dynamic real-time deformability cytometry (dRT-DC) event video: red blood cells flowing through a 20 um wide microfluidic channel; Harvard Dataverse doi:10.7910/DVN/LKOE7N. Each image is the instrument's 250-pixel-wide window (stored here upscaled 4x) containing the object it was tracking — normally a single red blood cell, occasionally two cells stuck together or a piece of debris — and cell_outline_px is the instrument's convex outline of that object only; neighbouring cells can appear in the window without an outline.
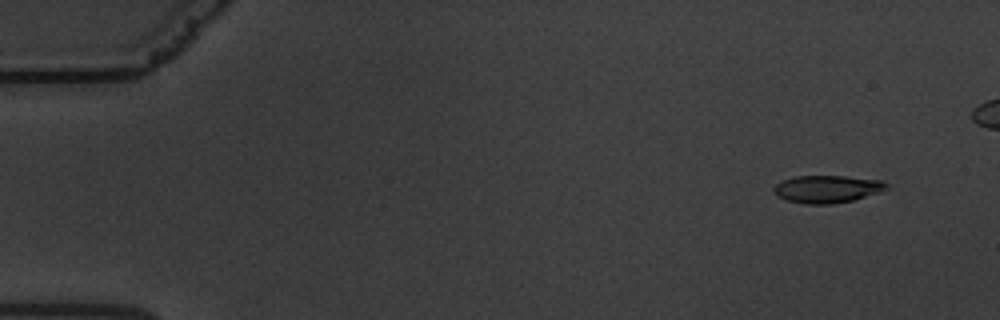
{"species": "common noctule bat (a hibernating species)", "species_latin": "Nyctalus noctula", "temperature_condition": "warm", "stored_images_in_passage": 55, "camera_frame_rate_fps": 3000, "um_per_image_px": 0.085, "animal": {"sex": "male", "body_mass_g": 19.5, "forearm_length_mm": 54.6}, "frame": {"image": 1, "passage_image": 1, "time_ms": 0.0, "image_size_px": [1000, 320], "cell_outline_px": [[892, 188], [880, 192], [852, 200], [832, 204], [804, 204], [784, 200], [776, 196], [772, 188], [776, 184], [784, 180], [796, 176], [844, 176], [880, 180], [888, 184]], "centroid_in_image_um": [70.3, 16.07], "position_along_channel_um": 14.7, "area_um2": 18.21}}
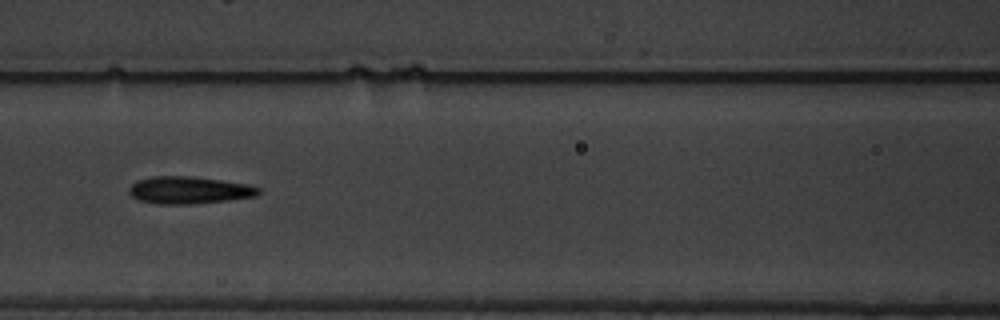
{"frame": {"image": 2, "passage_image": 24, "time_ms": 7.667, "image_size_px": [1000, 320], "cell_outline_px": [[260, 192], [256, 196], [228, 200], [188, 204], [156, 204], [140, 200], [132, 196], [128, 192], [128, 188], [136, 180], [152, 176], [192, 176], [248, 184], [260, 188]], "centroid_in_image_um": [16.04, 16.15], "position_along_channel_um": 150.6, "area_um2": 20.58}}
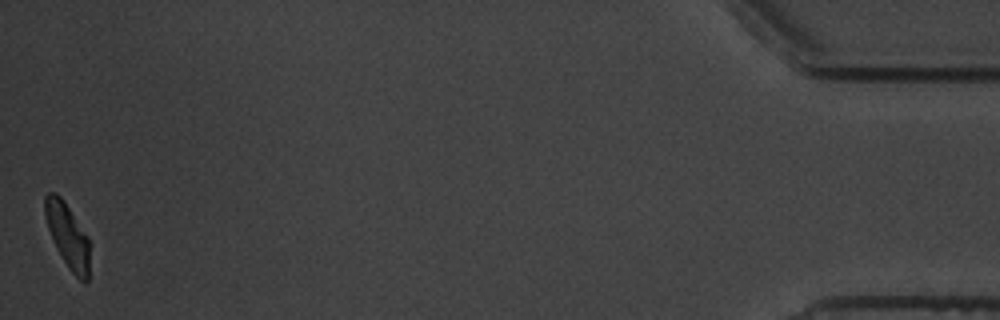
{"frame": {"image": 3, "passage_image": 55, "time_ms": 18.0, "image_size_px": [1000, 320], "cell_outline_px": [[88, 280], [84, 284], [68, 268], [56, 248], [48, 228], [44, 212], [44, 196], [48, 192], [56, 192], [64, 200], [88, 236]], "centroid_in_image_um": [5.73, 19.99], "position_along_channel_um": 429.5, "area_um2": 16.7}, "authors_computed_cell_mechanics": {"area_um2": 19.5364, "velocity_mm_per_s": 3.361, "shape_relaxation_time_tau1_ms": 4.0608, "shape_relaxation_time_tau2_ms": 2.572, "deformation_change_tau1": 0.1536, "deformation_change_tau2": 0.1279}}